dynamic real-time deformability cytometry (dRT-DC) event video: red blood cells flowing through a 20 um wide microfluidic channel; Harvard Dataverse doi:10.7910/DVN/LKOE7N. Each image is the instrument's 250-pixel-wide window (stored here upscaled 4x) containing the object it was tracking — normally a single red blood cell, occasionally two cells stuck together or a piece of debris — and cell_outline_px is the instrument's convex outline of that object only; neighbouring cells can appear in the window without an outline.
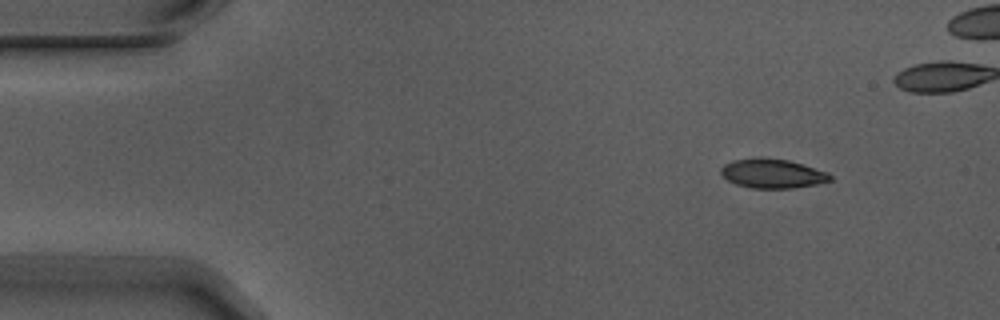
{"species": "Egyptian fruit bat (a non-hibernating species)", "species_latin": "Rousettus aegyptiacus", "temperature_condition": "warm", "stored_images_in_passage": 4, "camera_frame_rate_fps": 3000, "um_per_image_px": 0.085, "animal": {"sex": "male"}, "frame": {"image": 1, "passage_image": 1, "time_ms": 0.0, "image_size_px": [1000, 320], "cell_outline_px": [[832, 180], [816, 184], [792, 188], [752, 188], [736, 184], [728, 180], [720, 172], [720, 168], [724, 164], [732, 160], [760, 156], [788, 160], [804, 164], [828, 172], [832, 176]], "centroid_in_image_um": [65.65, 14.73], "position_along_channel_um": 19.3, "area_um2": 18.84}}